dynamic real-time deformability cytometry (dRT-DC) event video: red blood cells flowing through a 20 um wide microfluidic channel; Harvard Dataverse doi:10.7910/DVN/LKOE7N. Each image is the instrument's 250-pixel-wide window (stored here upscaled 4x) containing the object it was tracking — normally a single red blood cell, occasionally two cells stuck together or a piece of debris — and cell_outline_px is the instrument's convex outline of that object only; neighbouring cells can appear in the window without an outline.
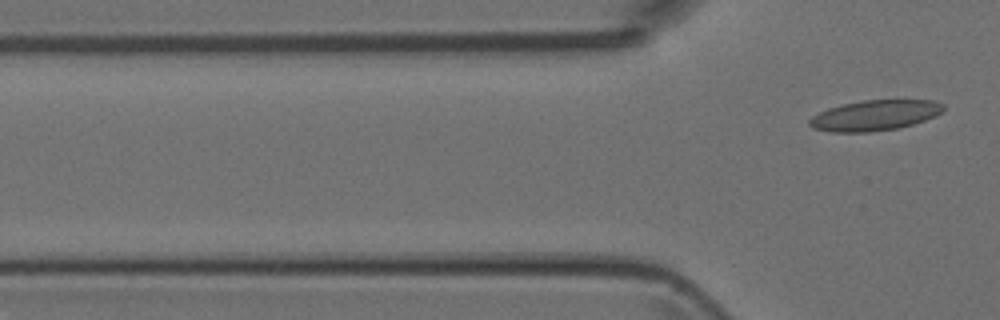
{"species": "Egyptian fruit bat (a non-hibernating species)", "species_latin": "Rousettus aegyptiacus", "temperature_condition": "room temperature", "stored_images_in_passage": 2, "camera_frame_rate_fps": 3000, "um_per_image_px": 0.085, "animal": {"sex": "female"}, "frame": {"image": 1, "passage_image": 2, "time_ms": 1.333, "image_size_px": [1000, 320], "cell_outline_px": [[944, 108], [936, 116], [912, 124], [896, 128], [872, 132], [832, 132], [812, 128], [808, 124], [808, 120], [812, 116], [828, 108], [844, 104], [864, 100], [932, 100], [944, 104]], "centroid_in_image_um": [74.33, 9.81], "position_along_channel_um": 51.5, "area_um2": 23.64}}